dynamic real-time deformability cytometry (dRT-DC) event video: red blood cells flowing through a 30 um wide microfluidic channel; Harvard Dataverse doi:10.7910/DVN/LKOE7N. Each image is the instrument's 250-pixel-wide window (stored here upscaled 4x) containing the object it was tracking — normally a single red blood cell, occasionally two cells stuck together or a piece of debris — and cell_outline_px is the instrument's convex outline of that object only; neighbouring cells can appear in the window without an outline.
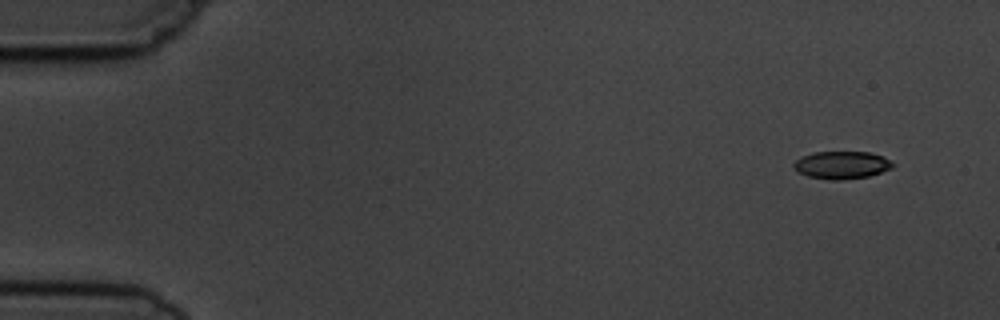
{"species": "common noctule bat (a hibernating species)", "species_latin": "Nyctalus noctula", "temperature_condition": "cold", "stored_images_in_passage": 8, "camera_frame_rate_fps": 3000, "um_per_image_px": 0.085, "animal": {"sex": "male", "body_mass_g": 19.5, "forearm_length_mm": 54.6}, "frame": {"image": 1, "passage_image": 2, "time_ms": 1.0, "image_size_px": [1000, 320], "cell_outline_px": [[896, 164], [892, 168], [868, 176], [844, 180], [828, 180], [808, 176], [796, 172], [792, 164], [796, 160], [812, 152], [868, 152], [884, 156]], "centroid_in_image_um": [71.55, 14.03], "position_along_channel_um": 13.5, "area_um2": 16.07}}
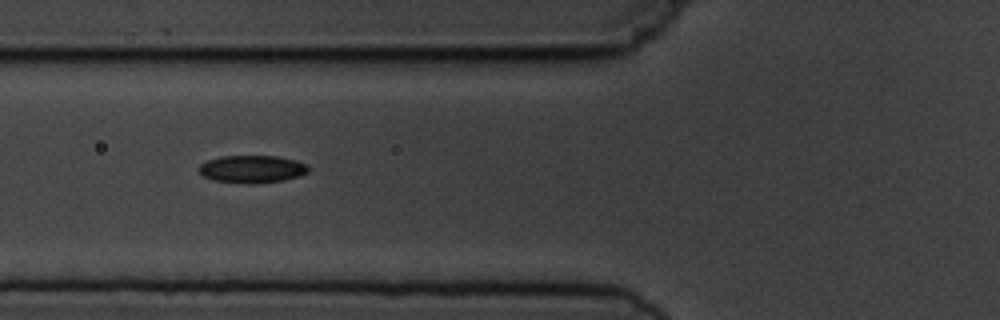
{"frame": {"image": 2, "passage_image": 7, "time_ms": 6.667, "image_size_px": [1000, 320], "cell_outline_px": [[308, 172], [300, 176], [280, 180], [252, 184], [212, 180], [204, 176], [196, 168], [200, 164], [208, 160], [220, 156], [276, 156], [296, 160], [308, 164]], "centroid_in_image_um": [21.41, 14.36], "position_along_channel_um": 104.4, "area_um2": 17.57}}
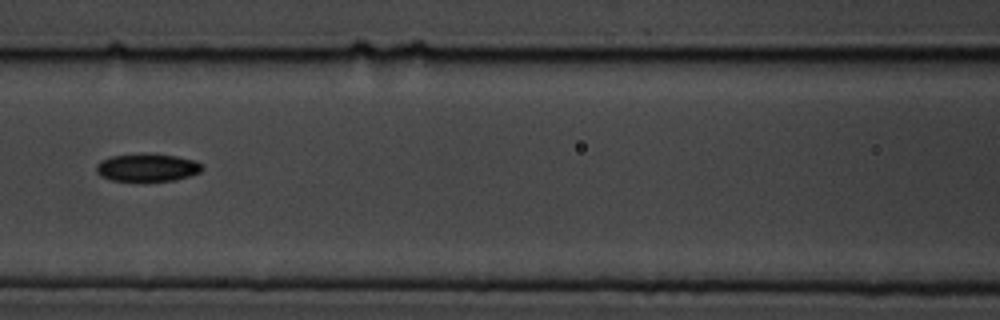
{"frame": {"image": 3, "passage_image": 8, "time_ms": 8.0, "image_size_px": [1000, 320], "cell_outline_px": [[204, 168], [200, 172], [176, 180], [112, 180], [100, 176], [96, 172], [96, 164], [100, 160], [112, 156], [140, 152], [144, 152], [176, 156], [196, 160]], "centroid_in_image_um": [12.5, 14.21], "position_along_channel_um": 154.1, "area_um2": 17.28}}